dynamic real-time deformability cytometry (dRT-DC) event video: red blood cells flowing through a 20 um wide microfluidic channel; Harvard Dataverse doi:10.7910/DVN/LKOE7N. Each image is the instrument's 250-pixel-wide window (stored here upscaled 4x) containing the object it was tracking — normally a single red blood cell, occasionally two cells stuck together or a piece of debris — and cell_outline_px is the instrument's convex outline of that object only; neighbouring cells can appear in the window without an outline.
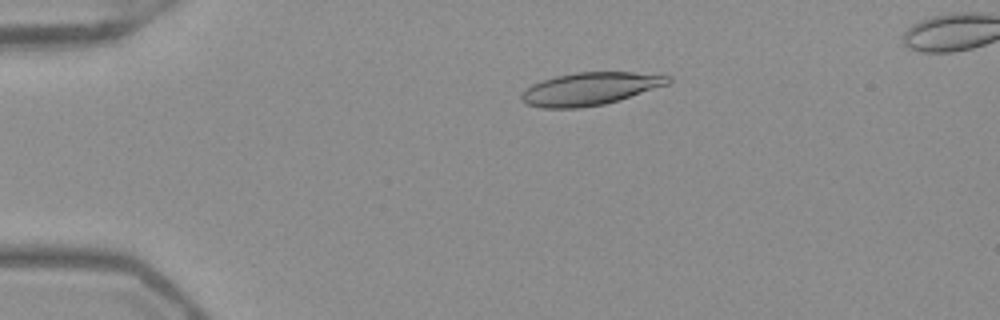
{"species": "Egyptian fruit bat (a non-hibernating species)", "species_latin": "Rousettus aegyptiacus", "temperature_condition": "warm", "stored_images_in_passage": 53, "segment_of_instrument_passage": [1, 2], "camera_frame_rate_fps": 3000, "um_per_image_px": 0.085, "frame": {"image": 1, "passage_image": 11, "time_ms": 3.333, "image_size_px": [1000, 320], "cell_outline_px": [[672, 80], [668, 84], [620, 100], [604, 104], [580, 108], [540, 108], [528, 104], [520, 100], [520, 96], [532, 84], [556, 76], [576, 72], [632, 72], [672, 76]], "centroid_in_image_um": [50.17, 7.55], "position_along_channel_um": 34.8, "area_um2": 27.86}}
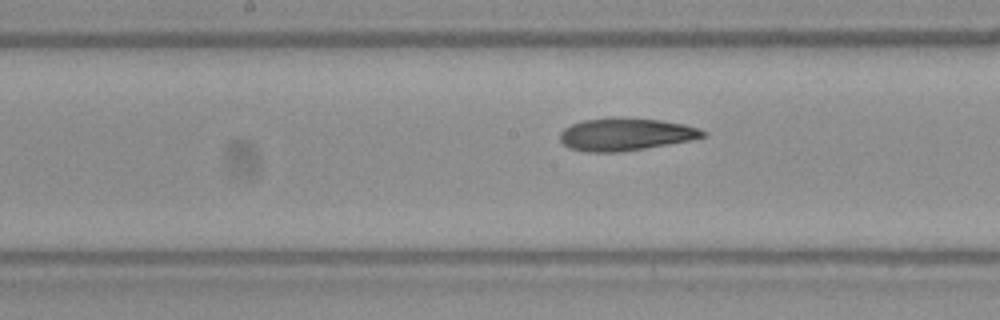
{"frame": {"image": 2, "passage_image": 27, "time_ms": 8.667, "image_size_px": [1000, 320], "cell_outline_px": [[708, 136], [692, 140], [620, 152], [584, 152], [568, 148], [560, 140], [560, 132], [564, 128], [572, 124], [584, 120], [608, 116], [660, 120], [684, 124], [700, 128], [708, 132]], "centroid_in_image_um": [53.19, 11.41], "position_along_channel_um": 195.0, "area_um2": 27.46}}
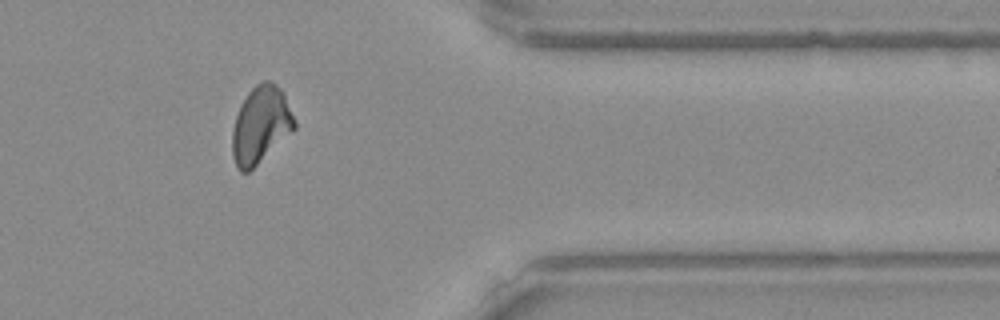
{"frame": {"image": 3, "passage_image": 43, "time_ms": 14.0, "image_size_px": [1000, 320], "cell_outline_px": [[296, 128], [292, 132], [248, 172], [240, 172], [236, 168], [232, 156], [232, 132], [236, 116], [240, 104], [248, 92], [256, 84], [264, 80], [268, 80], [276, 84], [284, 92], [296, 120]], "centroid_in_image_um": [22.16, 10.6], "position_along_channel_um": 389.2, "area_um2": 28.03}}